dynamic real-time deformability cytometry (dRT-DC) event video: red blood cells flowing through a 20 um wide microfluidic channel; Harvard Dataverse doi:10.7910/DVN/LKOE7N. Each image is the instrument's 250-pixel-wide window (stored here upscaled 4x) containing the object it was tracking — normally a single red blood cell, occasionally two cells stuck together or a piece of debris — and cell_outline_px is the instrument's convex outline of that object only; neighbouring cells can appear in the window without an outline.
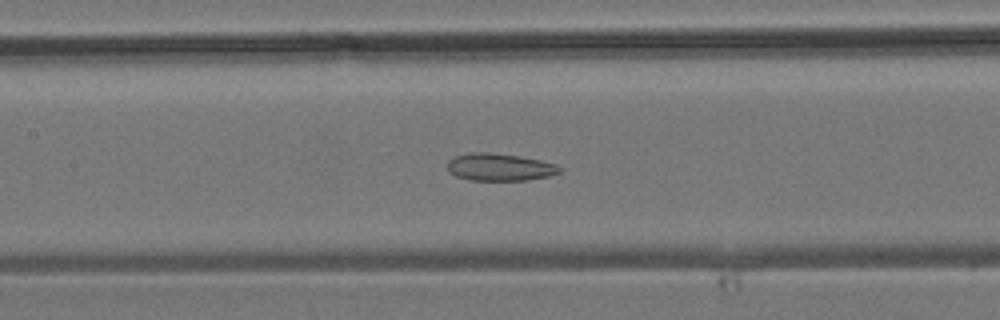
{"species": "common noctule bat (a hibernating species)", "species_latin": "Nyctalus noctula", "temperature_condition": "room temperature", "stored_images_in_passage": 39, "camera_frame_rate_fps": 3000, "um_per_image_px": 0.085, "animal": {"sex": "male", "body_mass_g": 19.2, "forearm_length_mm": 51.8}, "frame": {"image": 1, "passage_image": 17, "time_ms": 5.333, "image_size_px": [1000, 320], "cell_outline_px": [[564, 168], [560, 172], [548, 176], [528, 180], [468, 180], [456, 176], [448, 172], [448, 160], [456, 156], [472, 152], [488, 152], [516, 156], [540, 160], [556, 164]], "centroid_in_image_um": [42.47, 14.21], "position_along_channel_um": 164.9, "area_um2": 17.86}}
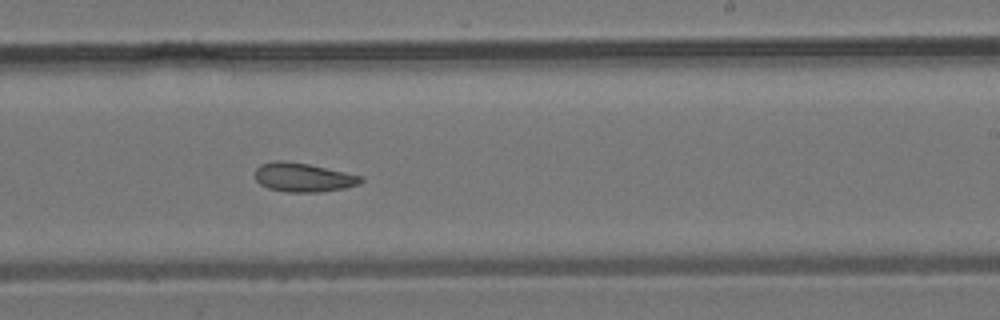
{"frame": {"image": 2, "passage_image": 23, "time_ms": 7.333, "image_size_px": [1000, 320], "cell_outline_px": [[364, 180], [360, 184], [344, 188], [316, 192], [288, 192], [268, 188], [260, 184], [256, 180], [256, 168], [260, 164], [276, 160], [284, 160], [308, 164], [364, 176]], "centroid_in_image_um": [25.79, 15.07], "position_along_channel_um": 263.2, "area_um2": 17.86}}
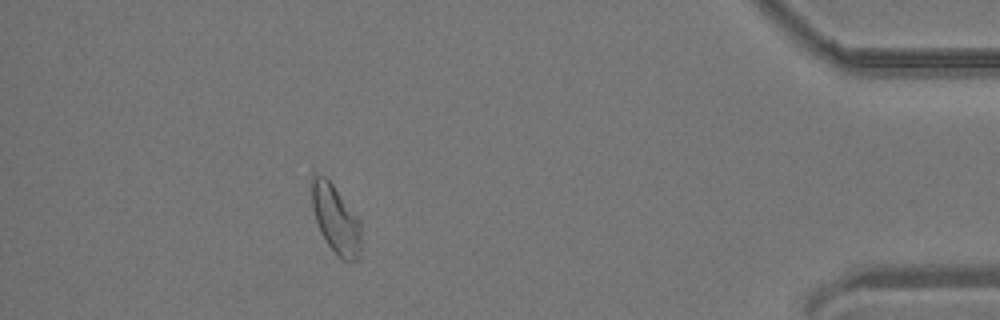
{"frame": {"image": 3, "passage_image": 35, "time_ms": 11.333, "image_size_px": [1000, 320], "cell_outline_px": [[360, 248], [356, 260], [344, 260], [328, 244], [320, 232], [312, 208], [312, 176], [324, 176], [332, 184], [360, 220]], "centroid_in_image_um": [28.53, 18.63], "position_along_channel_um": 406.7, "area_um2": 18.96}}